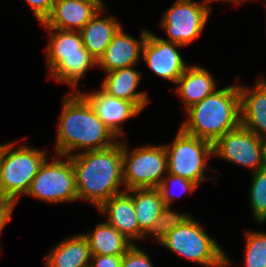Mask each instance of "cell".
Listing matches in <instances>:
<instances>
[{
  "label": "cell",
  "mask_w": 266,
  "mask_h": 267,
  "mask_svg": "<svg viewBox=\"0 0 266 267\" xmlns=\"http://www.w3.org/2000/svg\"><path fill=\"white\" fill-rule=\"evenodd\" d=\"M123 144V180L125 190L157 188L167 172L165 146H144L132 154Z\"/></svg>",
  "instance_id": "ba28073f"
},
{
  "label": "cell",
  "mask_w": 266,
  "mask_h": 267,
  "mask_svg": "<svg viewBox=\"0 0 266 267\" xmlns=\"http://www.w3.org/2000/svg\"><path fill=\"white\" fill-rule=\"evenodd\" d=\"M98 210L102 214L107 213V223L122 233L128 240L139 239V223L133 200L126 191L112 196Z\"/></svg>",
  "instance_id": "e0dca14e"
},
{
  "label": "cell",
  "mask_w": 266,
  "mask_h": 267,
  "mask_svg": "<svg viewBox=\"0 0 266 267\" xmlns=\"http://www.w3.org/2000/svg\"><path fill=\"white\" fill-rule=\"evenodd\" d=\"M107 73L102 90L110 96L132 102L142 111L149 102L146 92H135L141 79L140 73L133 66Z\"/></svg>",
  "instance_id": "ac0fdd59"
},
{
  "label": "cell",
  "mask_w": 266,
  "mask_h": 267,
  "mask_svg": "<svg viewBox=\"0 0 266 267\" xmlns=\"http://www.w3.org/2000/svg\"><path fill=\"white\" fill-rule=\"evenodd\" d=\"M213 154L229 162L253 168L256 172L264 168L261 138L241 124L217 139Z\"/></svg>",
  "instance_id": "8fae6325"
},
{
  "label": "cell",
  "mask_w": 266,
  "mask_h": 267,
  "mask_svg": "<svg viewBox=\"0 0 266 267\" xmlns=\"http://www.w3.org/2000/svg\"><path fill=\"white\" fill-rule=\"evenodd\" d=\"M166 174H168V177L166 176V178H163L161 184L157 187L165 205H170L171 201L174 199L173 194L171 193L172 191H170L169 189L171 186H169V182L184 192H193L197 187L194 182L187 180L181 176H173L169 173Z\"/></svg>",
  "instance_id": "4316f807"
},
{
  "label": "cell",
  "mask_w": 266,
  "mask_h": 267,
  "mask_svg": "<svg viewBox=\"0 0 266 267\" xmlns=\"http://www.w3.org/2000/svg\"><path fill=\"white\" fill-rule=\"evenodd\" d=\"M120 267H154L146 253L133 245L124 255Z\"/></svg>",
  "instance_id": "83f0119b"
},
{
  "label": "cell",
  "mask_w": 266,
  "mask_h": 267,
  "mask_svg": "<svg viewBox=\"0 0 266 267\" xmlns=\"http://www.w3.org/2000/svg\"><path fill=\"white\" fill-rule=\"evenodd\" d=\"M33 8V12L40 23L50 15L55 0H25Z\"/></svg>",
  "instance_id": "f1b7e54d"
},
{
  "label": "cell",
  "mask_w": 266,
  "mask_h": 267,
  "mask_svg": "<svg viewBox=\"0 0 266 267\" xmlns=\"http://www.w3.org/2000/svg\"><path fill=\"white\" fill-rule=\"evenodd\" d=\"M122 255H91L90 267H120Z\"/></svg>",
  "instance_id": "f546056e"
},
{
  "label": "cell",
  "mask_w": 266,
  "mask_h": 267,
  "mask_svg": "<svg viewBox=\"0 0 266 267\" xmlns=\"http://www.w3.org/2000/svg\"><path fill=\"white\" fill-rule=\"evenodd\" d=\"M179 46L182 45L166 41L148 32L142 55L146 64L156 75L177 83L188 67L176 49Z\"/></svg>",
  "instance_id": "7c38bea8"
},
{
  "label": "cell",
  "mask_w": 266,
  "mask_h": 267,
  "mask_svg": "<svg viewBox=\"0 0 266 267\" xmlns=\"http://www.w3.org/2000/svg\"><path fill=\"white\" fill-rule=\"evenodd\" d=\"M189 119L181 129L212 144L241 124L239 86L218 89L186 110Z\"/></svg>",
  "instance_id": "3957f363"
},
{
  "label": "cell",
  "mask_w": 266,
  "mask_h": 267,
  "mask_svg": "<svg viewBox=\"0 0 266 267\" xmlns=\"http://www.w3.org/2000/svg\"><path fill=\"white\" fill-rule=\"evenodd\" d=\"M91 255H124L134 243L109 223H98L92 234H83Z\"/></svg>",
  "instance_id": "603a6c76"
},
{
  "label": "cell",
  "mask_w": 266,
  "mask_h": 267,
  "mask_svg": "<svg viewBox=\"0 0 266 267\" xmlns=\"http://www.w3.org/2000/svg\"><path fill=\"white\" fill-rule=\"evenodd\" d=\"M81 94L90 103L98 118L118 137L123 135L120 124L140 112L132 102L110 96L102 89Z\"/></svg>",
  "instance_id": "9a60e30c"
},
{
  "label": "cell",
  "mask_w": 266,
  "mask_h": 267,
  "mask_svg": "<svg viewBox=\"0 0 266 267\" xmlns=\"http://www.w3.org/2000/svg\"><path fill=\"white\" fill-rule=\"evenodd\" d=\"M203 3L177 0L165 12L161 25L169 37L166 41L186 46L201 34L211 9L206 0Z\"/></svg>",
  "instance_id": "30bf717a"
},
{
  "label": "cell",
  "mask_w": 266,
  "mask_h": 267,
  "mask_svg": "<svg viewBox=\"0 0 266 267\" xmlns=\"http://www.w3.org/2000/svg\"><path fill=\"white\" fill-rule=\"evenodd\" d=\"M102 11H107L105 6L79 31L84 47L97 61L121 27L113 17L101 19L99 13Z\"/></svg>",
  "instance_id": "44dd1931"
},
{
  "label": "cell",
  "mask_w": 266,
  "mask_h": 267,
  "mask_svg": "<svg viewBox=\"0 0 266 267\" xmlns=\"http://www.w3.org/2000/svg\"><path fill=\"white\" fill-rule=\"evenodd\" d=\"M246 267H266V233H246Z\"/></svg>",
  "instance_id": "484cf974"
},
{
  "label": "cell",
  "mask_w": 266,
  "mask_h": 267,
  "mask_svg": "<svg viewBox=\"0 0 266 267\" xmlns=\"http://www.w3.org/2000/svg\"><path fill=\"white\" fill-rule=\"evenodd\" d=\"M250 204L257 222L266 221V168L253 172Z\"/></svg>",
  "instance_id": "cb8c5ba5"
},
{
  "label": "cell",
  "mask_w": 266,
  "mask_h": 267,
  "mask_svg": "<svg viewBox=\"0 0 266 267\" xmlns=\"http://www.w3.org/2000/svg\"><path fill=\"white\" fill-rule=\"evenodd\" d=\"M214 80L205 68L195 65L187 67L176 83L186 110L217 90Z\"/></svg>",
  "instance_id": "d6986e66"
},
{
  "label": "cell",
  "mask_w": 266,
  "mask_h": 267,
  "mask_svg": "<svg viewBox=\"0 0 266 267\" xmlns=\"http://www.w3.org/2000/svg\"><path fill=\"white\" fill-rule=\"evenodd\" d=\"M160 244L190 261L209 267H228L220 246L193 218L176 227Z\"/></svg>",
  "instance_id": "8992f818"
},
{
  "label": "cell",
  "mask_w": 266,
  "mask_h": 267,
  "mask_svg": "<svg viewBox=\"0 0 266 267\" xmlns=\"http://www.w3.org/2000/svg\"><path fill=\"white\" fill-rule=\"evenodd\" d=\"M190 218L189 215H180L171 211L170 205H165L162 208L158 219L149 230V233H153L156 242L160 243L170 232L176 227L183 225Z\"/></svg>",
  "instance_id": "d4e9b609"
},
{
  "label": "cell",
  "mask_w": 266,
  "mask_h": 267,
  "mask_svg": "<svg viewBox=\"0 0 266 267\" xmlns=\"http://www.w3.org/2000/svg\"><path fill=\"white\" fill-rule=\"evenodd\" d=\"M46 30L51 33L46 53L49 76L57 82H67L76 89L81 76L90 67L96 66L97 60L84 47L79 31Z\"/></svg>",
  "instance_id": "277c9868"
},
{
  "label": "cell",
  "mask_w": 266,
  "mask_h": 267,
  "mask_svg": "<svg viewBox=\"0 0 266 267\" xmlns=\"http://www.w3.org/2000/svg\"><path fill=\"white\" fill-rule=\"evenodd\" d=\"M256 84L253 91L239 87L241 125L263 138L266 137V80L259 78Z\"/></svg>",
  "instance_id": "2e32d148"
},
{
  "label": "cell",
  "mask_w": 266,
  "mask_h": 267,
  "mask_svg": "<svg viewBox=\"0 0 266 267\" xmlns=\"http://www.w3.org/2000/svg\"><path fill=\"white\" fill-rule=\"evenodd\" d=\"M48 162L40 166L27 192L32 197L52 203L72 202L77 200L75 170L70 157L68 160Z\"/></svg>",
  "instance_id": "9c48e42d"
},
{
  "label": "cell",
  "mask_w": 266,
  "mask_h": 267,
  "mask_svg": "<svg viewBox=\"0 0 266 267\" xmlns=\"http://www.w3.org/2000/svg\"><path fill=\"white\" fill-rule=\"evenodd\" d=\"M207 2H211V1H227V2H234V3H241V1L244 0H206Z\"/></svg>",
  "instance_id": "d6a6232c"
},
{
  "label": "cell",
  "mask_w": 266,
  "mask_h": 267,
  "mask_svg": "<svg viewBox=\"0 0 266 267\" xmlns=\"http://www.w3.org/2000/svg\"><path fill=\"white\" fill-rule=\"evenodd\" d=\"M132 197L135 214L139 223V239L146 236L165 206L157 188L126 190ZM133 195H132V194Z\"/></svg>",
  "instance_id": "7402d4cb"
},
{
  "label": "cell",
  "mask_w": 266,
  "mask_h": 267,
  "mask_svg": "<svg viewBox=\"0 0 266 267\" xmlns=\"http://www.w3.org/2000/svg\"><path fill=\"white\" fill-rule=\"evenodd\" d=\"M14 207V202L0 198V233L5 224L10 220Z\"/></svg>",
  "instance_id": "4dcf8cb0"
},
{
  "label": "cell",
  "mask_w": 266,
  "mask_h": 267,
  "mask_svg": "<svg viewBox=\"0 0 266 267\" xmlns=\"http://www.w3.org/2000/svg\"><path fill=\"white\" fill-rule=\"evenodd\" d=\"M1 145L0 151V198L17 204L18 197L27 194L40 166L47 159L45 152L29 146Z\"/></svg>",
  "instance_id": "5b68a950"
},
{
  "label": "cell",
  "mask_w": 266,
  "mask_h": 267,
  "mask_svg": "<svg viewBox=\"0 0 266 267\" xmlns=\"http://www.w3.org/2000/svg\"><path fill=\"white\" fill-rule=\"evenodd\" d=\"M264 168H266V137L261 138Z\"/></svg>",
  "instance_id": "1f68e13d"
},
{
  "label": "cell",
  "mask_w": 266,
  "mask_h": 267,
  "mask_svg": "<svg viewBox=\"0 0 266 267\" xmlns=\"http://www.w3.org/2000/svg\"><path fill=\"white\" fill-rule=\"evenodd\" d=\"M101 0H55L45 28L80 31L104 7ZM74 27L76 29H74Z\"/></svg>",
  "instance_id": "4fadbf2b"
},
{
  "label": "cell",
  "mask_w": 266,
  "mask_h": 267,
  "mask_svg": "<svg viewBox=\"0 0 266 267\" xmlns=\"http://www.w3.org/2000/svg\"><path fill=\"white\" fill-rule=\"evenodd\" d=\"M57 129L56 154L71 156L72 151L103 150L114 146L117 136L98 118L96 112L81 94L65 96Z\"/></svg>",
  "instance_id": "7a4b0ae2"
},
{
  "label": "cell",
  "mask_w": 266,
  "mask_h": 267,
  "mask_svg": "<svg viewBox=\"0 0 266 267\" xmlns=\"http://www.w3.org/2000/svg\"><path fill=\"white\" fill-rule=\"evenodd\" d=\"M167 155V173L181 176L198 185L206 181L204 173L208 168L207 159L213 155L212 143L191 136L182 129L178 131L172 146H165Z\"/></svg>",
  "instance_id": "52a82bcc"
},
{
  "label": "cell",
  "mask_w": 266,
  "mask_h": 267,
  "mask_svg": "<svg viewBox=\"0 0 266 267\" xmlns=\"http://www.w3.org/2000/svg\"><path fill=\"white\" fill-rule=\"evenodd\" d=\"M91 252L83 234L63 240L46 257L48 267H89Z\"/></svg>",
  "instance_id": "ffe728a7"
},
{
  "label": "cell",
  "mask_w": 266,
  "mask_h": 267,
  "mask_svg": "<svg viewBox=\"0 0 266 267\" xmlns=\"http://www.w3.org/2000/svg\"><path fill=\"white\" fill-rule=\"evenodd\" d=\"M147 36L148 31L142 30L141 41L136 40L124 33L121 26L114 34L104 54L98 59L97 65L106 72L134 66L142 53Z\"/></svg>",
  "instance_id": "5bb4252c"
},
{
  "label": "cell",
  "mask_w": 266,
  "mask_h": 267,
  "mask_svg": "<svg viewBox=\"0 0 266 267\" xmlns=\"http://www.w3.org/2000/svg\"><path fill=\"white\" fill-rule=\"evenodd\" d=\"M74 170L77 198L99 208L112 196L118 195L123 180V144L69 156Z\"/></svg>",
  "instance_id": "6da1fadb"
}]
</instances>
